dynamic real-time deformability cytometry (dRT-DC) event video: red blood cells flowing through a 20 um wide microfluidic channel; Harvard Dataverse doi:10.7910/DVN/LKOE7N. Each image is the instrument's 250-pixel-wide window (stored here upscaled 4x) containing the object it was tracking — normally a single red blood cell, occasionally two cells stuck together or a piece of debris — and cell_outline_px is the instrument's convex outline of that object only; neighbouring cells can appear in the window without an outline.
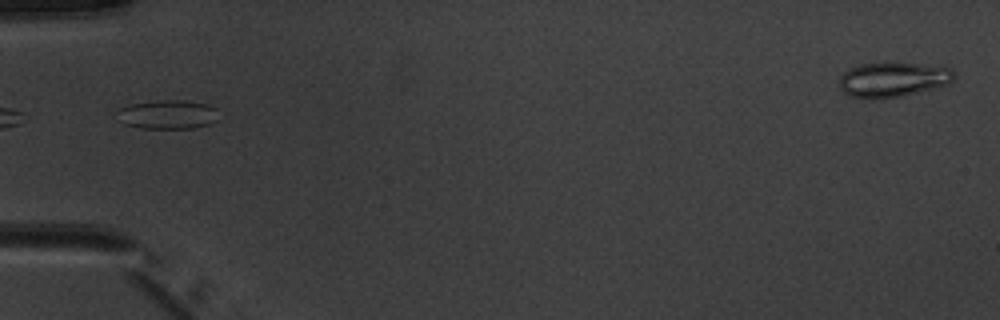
{"species": "common noctule bat (a hibernating species)", "species_latin": "Nyctalus noctula", "temperature_condition": "warm", "stored_images_in_passage": 3, "camera_frame_rate_fps": 3000, "um_per_image_px": 0.085, "animal": {"sex": "male", "body_mass_g": 20.1, "forearm_length_mm": 53.5}, "frame": {"image": 1, "passage_image": 3, "time_ms": 2.333, "image_size_px": [1000, 320], "cell_outline_px": [[220, 120], [212, 124], [192, 128], [140, 128], [124, 124], [116, 112], [120, 108], [132, 104], [156, 100], [184, 100], [208, 104], [216, 108]], "centroid_in_image_um": [14.32, 9.73], "position_along_channel_um": 70.7, "area_um2": 17.34}}